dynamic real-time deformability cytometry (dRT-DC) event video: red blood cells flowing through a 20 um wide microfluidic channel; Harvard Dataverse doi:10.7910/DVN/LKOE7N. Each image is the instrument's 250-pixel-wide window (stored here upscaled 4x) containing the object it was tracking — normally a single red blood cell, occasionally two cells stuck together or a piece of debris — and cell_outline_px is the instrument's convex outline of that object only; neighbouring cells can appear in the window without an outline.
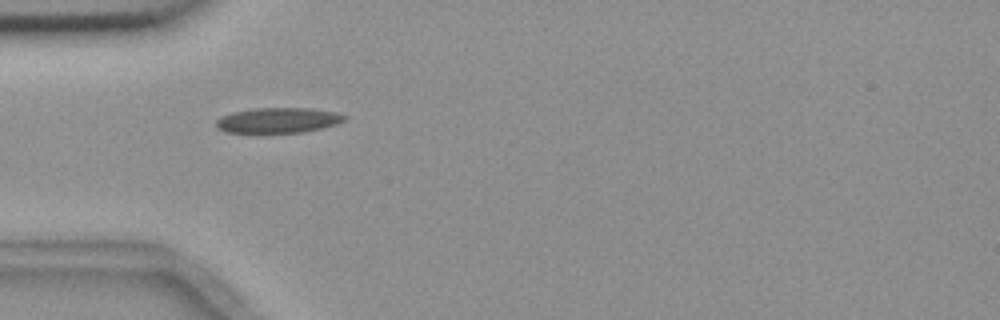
{"species": "common noctule bat (a hibernating species)", "species_latin": "Nyctalus noctula", "temperature_condition": "room temperature", "stored_images_in_passage": 6, "camera_frame_rate_fps": 3000, "um_per_image_px": 0.085, "animal": {"sex": "female", "body_mass_g": 18.4}, "frame": {"image": 1, "passage_image": 5, "time_ms": 5.667, "image_size_px": [1000, 320], "cell_outline_px": [[348, 116], [344, 120], [336, 124], [324, 128], [304, 132], [256, 136], [228, 132], [216, 128], [216, 120], [220, 116], [232, 112], [256, 108], [312, 108], [336, 112]], "centroid_in_image_um": [23.59, 10.28], "position_along_channel_um": 61.4, "area_um2": 20.0}}
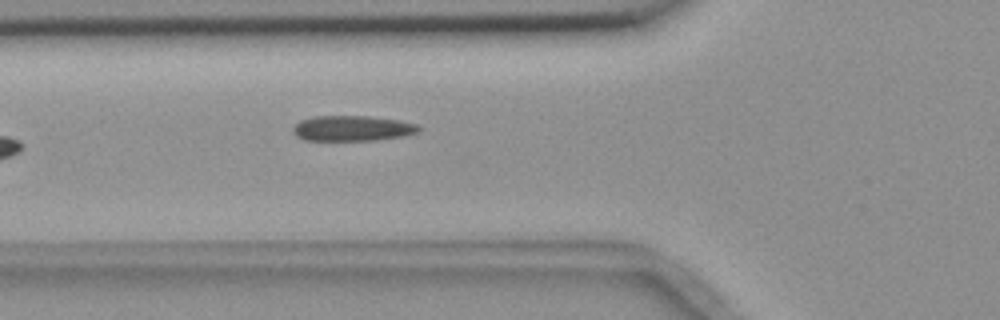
{"frame": {"image": 2, "passage_image": 6, "time_ms": 6.667, "image_size_px": [1000, 320], "cell_outline_px": [[420, 132], [404, 136], [372, 140], [304, 140], [296, 136], [292, 132], [292, 128], [300, 120], [312, 116], [368, 116], [400, 120], [416, 124], [420, 128]], "centroid_in_image_um": [29.93, 10.9], "position_along_channel_um": 95.9, "area_um2": 18.67}}